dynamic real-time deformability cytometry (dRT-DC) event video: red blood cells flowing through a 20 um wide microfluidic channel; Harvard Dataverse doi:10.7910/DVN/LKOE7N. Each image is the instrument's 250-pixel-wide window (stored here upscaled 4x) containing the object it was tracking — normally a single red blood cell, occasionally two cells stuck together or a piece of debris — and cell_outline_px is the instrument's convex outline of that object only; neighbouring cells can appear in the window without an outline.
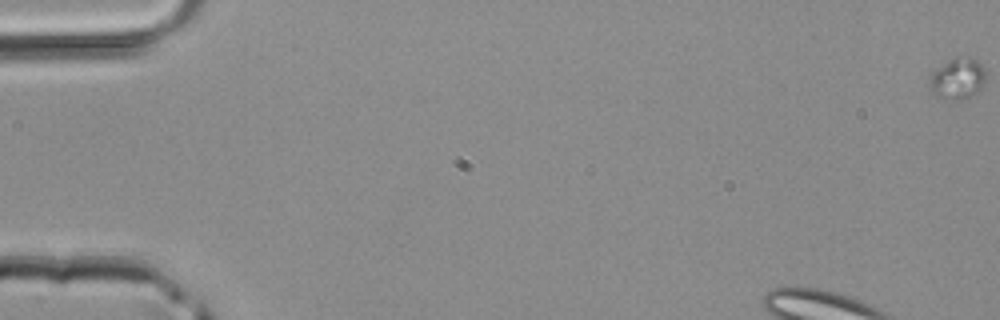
{"species": "common noctule bat (a hibernating species)", "species_latin": "Nyctalus noctula", "temperature_condition": "room temperature", "stored_images_in_passage": 5, "segment_of_instrument_passage": [1, 2], "camera_frame_rate_fps": 3000, "um_per_image_px": 0.085, "animal": {"sex": "male", "body_mass_g": 20.4}, "frame": {"image": 1, "passage_image": 1, "time_ms": 0.0, "image_size_px": [1000, 320], "cell_outline_px": [[984, 84], [980, 92], [960, 100], [944, 100], [936, 96], [932, 92], [932, 72], [948, 60], [956, 56], [972, 56], [984, 68]], "centroid_in_image_um": [81.44, 6.68], "position_along_channel_um": 3.6, "area_um2": 13.53}}